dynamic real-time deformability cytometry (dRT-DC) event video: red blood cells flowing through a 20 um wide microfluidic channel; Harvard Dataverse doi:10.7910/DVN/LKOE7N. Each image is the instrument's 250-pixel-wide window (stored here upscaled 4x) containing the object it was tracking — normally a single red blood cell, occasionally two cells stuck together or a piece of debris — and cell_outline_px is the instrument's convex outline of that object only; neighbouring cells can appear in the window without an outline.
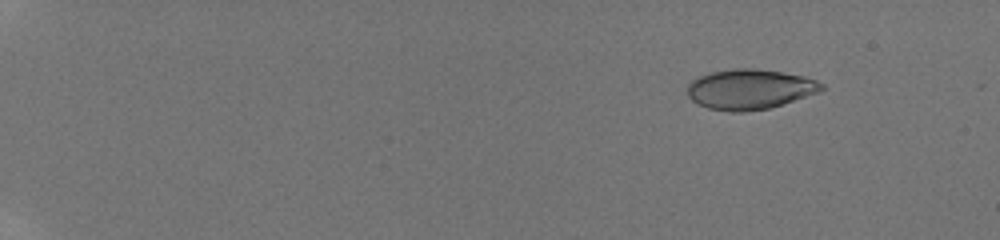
{"species": "human", "species_latin": "Homo sapiens", "temperature_condition": "room temperature", "stored_images_in_passage": 46, "camera_frame_rate_fps": 3000, "um_per_image_px": 0.085, "donor": {"sex": "male"}, "frame": {"image": 1, "passage_image": 7, "time_ms": 2.333, "image_size_px": [1000, 240], "cell_outline_px": [[824, 88], [816, 92], [768, 108], [744, 112], [728, 112], [708, 108], [692, 100], [688, 96], [688, 84], [696, 76], [712, 72], [736, 68], [756, 68], [804, 76], [816, 80], [824, 84]], "centroid_in_image_um": [63.68, 7.57], "position_along_channel_um": 21.3, "area_um2": 31.04}}
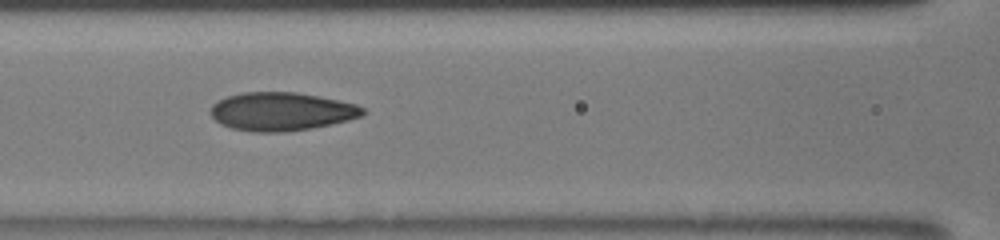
{"frame": {"image": 2, "passage_image": 26, "time_ms": 9.333, "image_size_px": [1000, 240], "cell_outline_px": [[364, 112], [360, 116], [348, 120], [332, 124], [312, 128], [284, 132], [252, 132], [232, 128], [220, 124], [212, 116], [212, 104], [216, 100], [228, 96], [244, 92], [296, 92], [320, 96], [340, 100], [356, 104], [364, 108]], "centroid_in_image_um": [23.92, 9.47], "position_along_channel_um": 142.7, "area_um2": 34.04}}
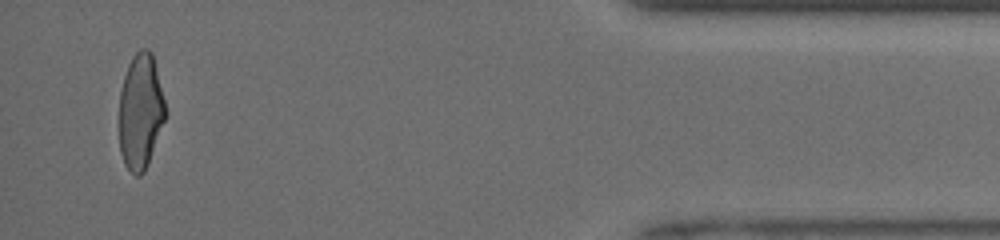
{"frame": {"image": 3, "passage_image": 46, "time_ms": 17.333, "image_size_px": [1000, 240], "cell_outline_px": [[168, 116], [148, 164], [144, 172], [140, 176], [136, 176], [124, 164], [120, 152], [120, 92], [124, 76], [128, 64], [132, 56], [140, 48], [148, 48], [152, 52], [168, 112]], "centroid_in_image_um": [11.98, 9.48], "position_along_channel_um": 423.2, "area_um2": 31.62}, "authors_computed_cell_mechanics": {"area_um2": 32.1946, "velocity_mm_per_s": 4.1465, "shape_relaxation_time_tau1_ms": 6.6294, "shape_relaxation_time_tau2_ms": 1.017, "deformation_change_tau1": 0.2028, "deformation_change_tau2": 0.0536}}